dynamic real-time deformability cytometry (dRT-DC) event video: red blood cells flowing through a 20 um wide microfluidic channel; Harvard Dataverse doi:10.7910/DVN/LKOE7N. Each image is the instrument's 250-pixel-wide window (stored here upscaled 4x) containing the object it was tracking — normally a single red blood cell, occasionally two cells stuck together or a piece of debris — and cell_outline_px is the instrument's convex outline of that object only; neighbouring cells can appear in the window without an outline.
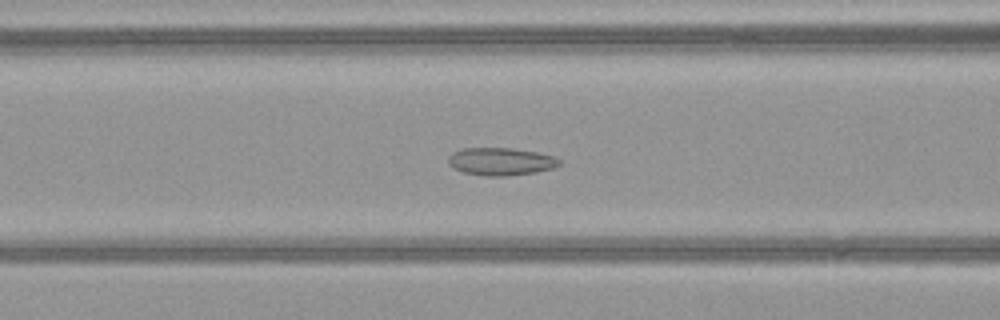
{"species": "common noctule bat (a hibernating species)", "species_latin": "Nyctalus noctula", "temperature_condition": "warm", "stored_images_in_passage": 51, "camera_frame_rate_fps": 3000, "um_per_image_px": 0.085, "animal": {"sex": "female", "body_mass_g": 21.9}, "frame": {"image": 1, "passage_image": 22, "time_ms": 7.0, "image_size_px": [1000, 320], "cell_outline_px": [[560, 164], [552, 168], [536, 172], [508, 176], [488, 176], [464, 172], [452, 168], [448, 164], [448, 156], [452, 152], [460, 148], [512, 148], [536, 152], [556, 156], [560, 160]], "centroid_in_image_um": [42.54, 13.72], "position_along_channel_um": 124.1, "area_um2": 18.03}}
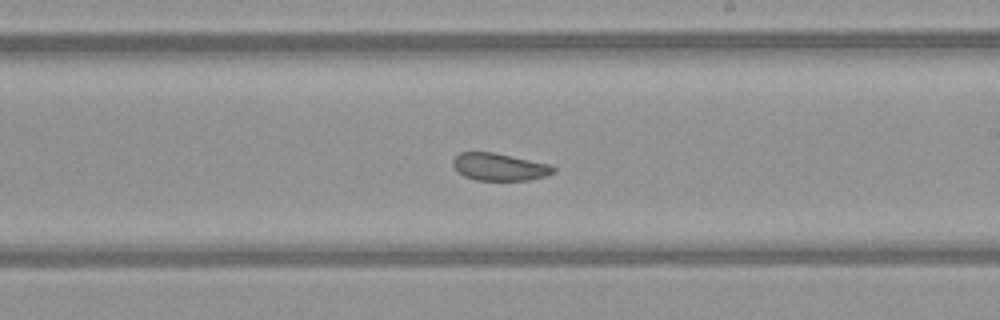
{"frame": {"image": 2, "passage_image": 31, "time_ms": 10.0, "image_size_px": [1000, 320], "cell_outline_px": [[556, 172], [544, 176], [528, 180], [476, 180], [464, 176], [452, 164], [452, 160], [460, 152], [496, 152], [552, 164], [556, 168]], "centroid_in_image_um": [42.5, 14.17], "position_along_channel_um": 246.5, "area_um2": 16.18}}
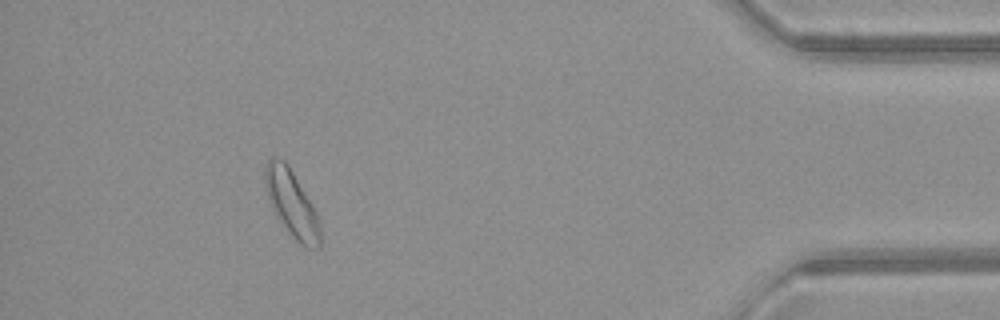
{"frame": {"image": 3, "passage_image": 47, "time_ms": 15.333, "image_size_px": [1000, 320], "cell_outline_px": [[320, 248], [304, 248], [288, 232], [276, 216], [268, 200], [264, 180], [264, 168], [268, 160], [272, 156], [276, 156], [284, 160], [288, 164], [312, 204], [316, 212], [320, 224]], "centroid_in_image_um": [24.78, 17.29], "position_along_channel_um": 410.4, "area_um2": 21.5}, "authors_computed_cell_mechanics": {"area_um2": 19.1896, "velocity_mm_per_s": 4.086, "shape_relaxation_time_tau1_ms": 4.2524, "shape_relaxation_time_tau2_ms": 1.8788, "deformation_change_tau1": 0.0998, "deformation_change_tau2": 0.0805}}